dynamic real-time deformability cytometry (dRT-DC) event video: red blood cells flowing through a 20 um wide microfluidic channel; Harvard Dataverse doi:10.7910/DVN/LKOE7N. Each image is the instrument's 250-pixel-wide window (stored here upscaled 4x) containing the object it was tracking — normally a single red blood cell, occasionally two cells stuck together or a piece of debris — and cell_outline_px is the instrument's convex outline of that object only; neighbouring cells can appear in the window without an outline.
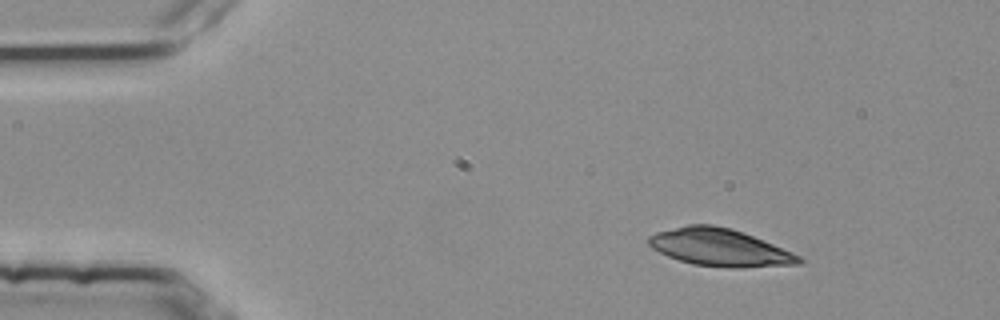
{"species": "common noctule bat (a hibernating species)", "species_latin": "Nyctalus noctula", "temperature_condition": "room temperature", "stored_images_in_passage": 3, "camera_frame_rate_fps": 3000, "um_per_image_px": 0.085, "animal": {"sex": "female", "body_mass_g": 25.1}, "frame": {"image": 1, "passage_image": 1, "time_ms": 0.0, "image_size_px": [1000, 320], "cell_outline_px": [[804, 264], [740, 268], [732, 268], [692, 264], [668, 256], [652, 248], [648, 244], [648, 236], [656, 232], [688, 224], [712, 224], [732, 228], [764, 240], [792, 252], [800, 256], [804, 260]], "centroid_in_image_um": [61.2, 21.03], "position_along_channel_um": 23.8, "area_um2": 32.95}}